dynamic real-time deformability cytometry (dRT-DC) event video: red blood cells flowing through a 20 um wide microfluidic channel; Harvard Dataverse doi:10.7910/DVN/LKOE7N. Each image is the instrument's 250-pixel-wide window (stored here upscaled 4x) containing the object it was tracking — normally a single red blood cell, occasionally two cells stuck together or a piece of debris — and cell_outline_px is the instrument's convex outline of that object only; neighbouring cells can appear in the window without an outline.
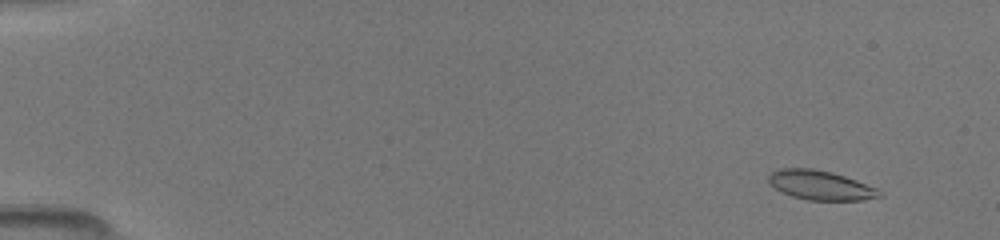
{"species": "common noctule bat (a hibernating species)", "species_latin": "Nyctalus noctula", "temperature_condition": "room temperature", "stored_images_in_passage": 25, "camera_frame_rate_fps": 3000, "um_per_image_px": 0.085, "animal": {"sex": "female", "body_mass_g": 19.5, "forearm_length_mm": 54.1}, "frame": {"image": 1, "passage_image": 3, "time_ms": 1.0, "image_size_px": [1000, 240], "cell_outline_px": [[884, 196], [864, 200], [808, 200], [792, 196], [768, 184], [768, 176], [772, 172], [780, 168], [812, 168], [832, 172], [856, 180], [876, 188]], "centroid_in_image_um": [69.73, 15.74], "position_along_channel_um": 15.3, "area_um2": 18.9}}
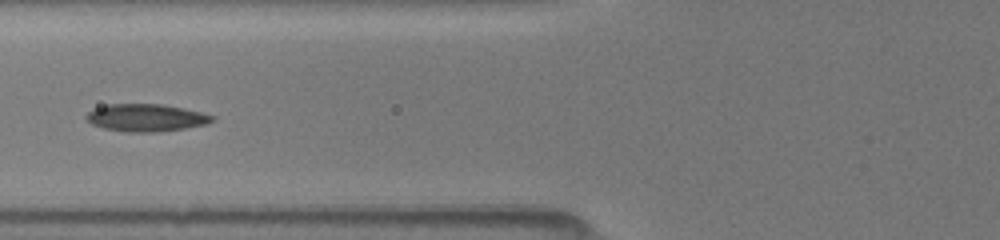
{"frame": {"image": 2, "passage_image": 16, "time_ms": 6.667, "image_size_px": [1000, 240], "cell_outline_px": [[216, 116], [208, 124], [184, 128], [156, 132], [124, 132], [104, 128], [92, 124], [84, 116], [88, 112], [96, 108], [108, 104], [164, 104], [184, 108]], "centroid_in_image_um": [12.42, 10.0], "position_along_channel_um": 113.4, "area_um2": 20.11}}
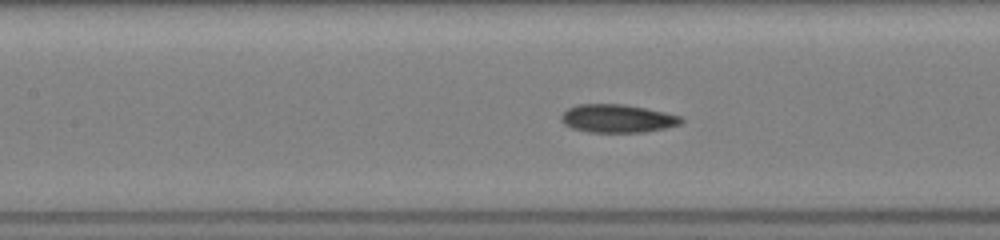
{"frame": {"image": 3, "passage_image": 21, "time_ms": 7.667, "image_size_px": [1000, 240], "cell_outline_px": [[684, 120], [680, 124], [664, 128], [644, 132], [588, 132], [572, 128], [564, 124], [560, 120], [560, 116], [568, 108], [576, 104], [624, 104], [664, 112], [680, 116]], "centroid_in_image_um": [52.44, 10.07], "position_along_channel_um": 155.0, "area_um2": 19.65}}